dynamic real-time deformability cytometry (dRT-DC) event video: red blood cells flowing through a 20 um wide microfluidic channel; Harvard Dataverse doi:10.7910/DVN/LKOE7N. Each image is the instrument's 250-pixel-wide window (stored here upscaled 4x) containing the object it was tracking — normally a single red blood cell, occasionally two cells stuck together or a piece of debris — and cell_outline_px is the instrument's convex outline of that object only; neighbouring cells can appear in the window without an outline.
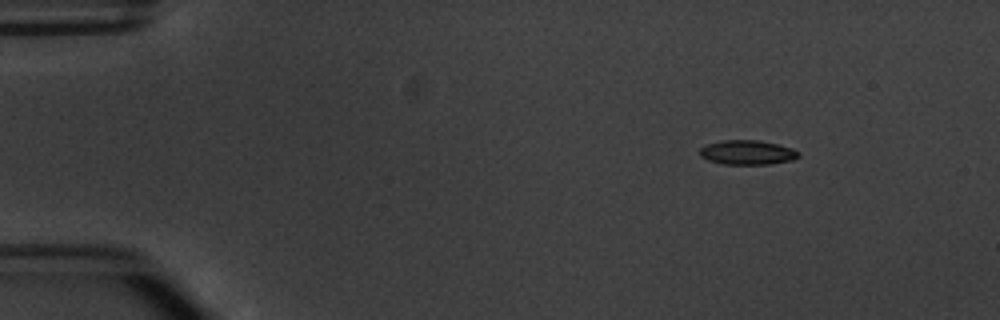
{"species": "common noctule bat (a hibernating species)", "species_latin": "Nyctalus noctula", "temperature_condition": "warm", "stored_images_in_passage": 6, "camera_frame_rate_fps": 3000, "um_per_image_px": 0.085, "animal": {"sex": "male", "body_mass_g": 20.1, "forearm_length_mm": 53.5}, "frame": {"image": 1, "passage_image": 2, "time_ms": 2.0, "image_size_px": [1000, 320], "cell_outline_px": [[800, 156], [792, 160], [768, 164], [724, 164], [708, 160], [700, 156], [700, 148], [708, 144], [720, 140], [756, 140], [776, 144], [792, 148], [800, 152]], "centroid_in_image_um": [63.52, 12.96], "position_along_channel_um": 21.5, "area_um2": 13.99}}
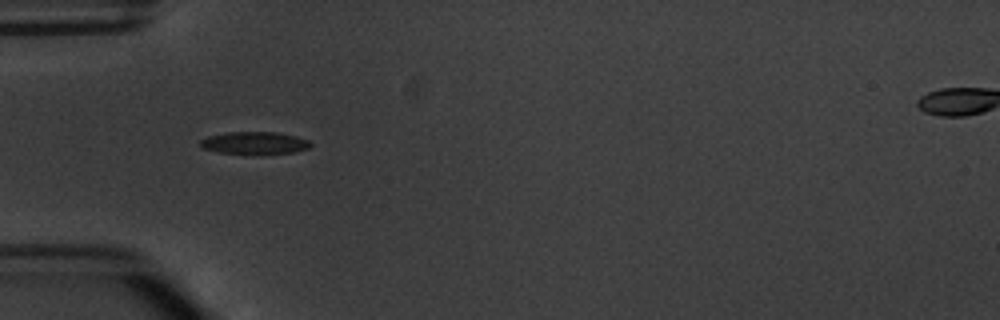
{"frame": {"image": 2, "passage_image": 5, "time_ms": 5.333, "image_size_px": [1000, 320], "cell_outline_px": [[312, 144], [308, 148], [296, 152], [256, 156], [220, 152], [204, 148], [200, 144], [200, 140], [208, 136], [228, 132], [276, 132], [296, 136], [308, 140]], "centroid_in_image_um": [21.67, 12.18], "position_along_channel_um": 63.3, "area_um2": 14.8}}